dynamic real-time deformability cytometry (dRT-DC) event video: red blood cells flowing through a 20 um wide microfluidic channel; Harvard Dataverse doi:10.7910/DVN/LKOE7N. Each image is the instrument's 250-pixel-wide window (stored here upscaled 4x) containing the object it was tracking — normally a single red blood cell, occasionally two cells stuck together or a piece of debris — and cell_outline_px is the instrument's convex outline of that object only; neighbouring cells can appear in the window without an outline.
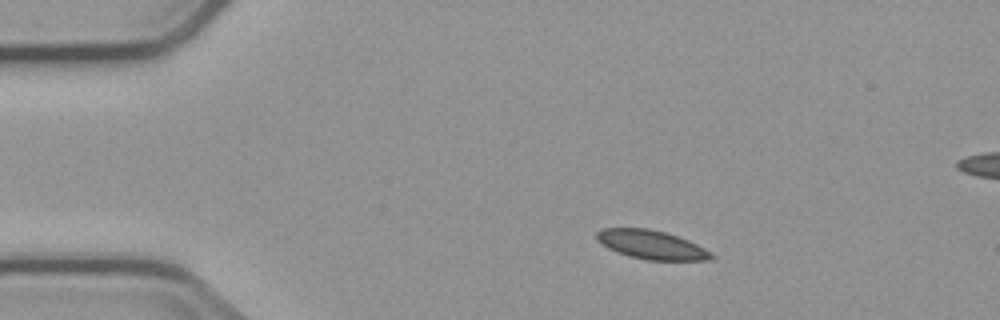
{"species": "common noctule bat (a hibernating species)", "species_latin": "Nyctalus noctula", "temperature_condition": "cold", "stored_images_in_passage": 6, "camera_frame_rate_fps": 3000, "um_per_image_px": 0.085, "animal": {"sex": "male", "body_mass_g": 23.1, "forearm_length_mm": 52.7}, "frame": {"image": 1, "passage_image": 1, "time_ms": 0.0, "image_size_px": [1000, 320], "cell_outline_px": [[716, 256], [712, 260], [648, 260], [628, 256], [616, 252], [608, 248], [596, 240], [596, 232], [604, 228], [648, 228], [664, 232], [688, 240], [704, 248]], "centroid_in_image_um": [55.36, 20.81], "position_along_channel_um": 29.6, "area_um2": 19.25}}
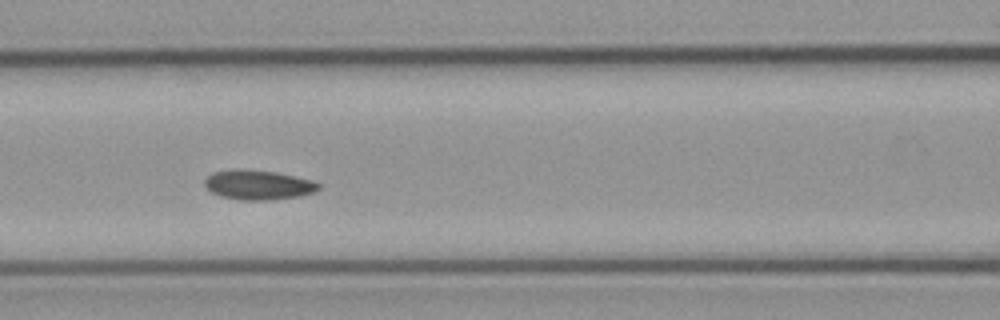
{"frame": {"image": 2, "passage_image": 5, "time_ms": 4.667, "image_size_px": [1000, 320], "cell_outline_px": [[320, 188], [316, 192], [300, 196], [272, 200], [240, 200], [224, 196], [212, 192], [204, 184], [204, 180], [212, 172], [236, 168], [244, 168], [276, 172], [312, 180], [320, 184]], "centroid_in_image_um": [21.97, 15.7], "position_along_channel_um": 144.6, "area_um2": 19.83}}
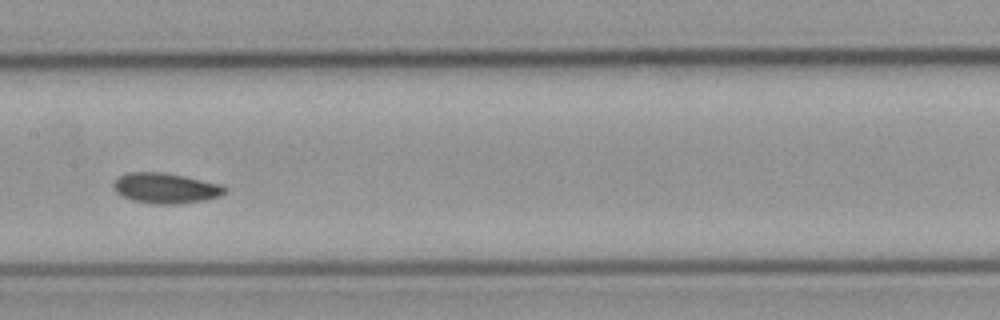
{"frame": {"image": 3, "passage_image": 6, "time_ms": 6.0, "image_size_px": [1000, 320], "cell_outline_px": [[228, 192], [220, 196], [204, 200], [180, 204], [152, 204], [132, 200], [116, 192], [112, 184], [120, 176], [128, 172], [164, 172], [224, 184], [228, 188]], "centroid_in_image_um": [14.14, 15.99], "position_along_channel_um": 193.3, "area_um2": 19.94}}